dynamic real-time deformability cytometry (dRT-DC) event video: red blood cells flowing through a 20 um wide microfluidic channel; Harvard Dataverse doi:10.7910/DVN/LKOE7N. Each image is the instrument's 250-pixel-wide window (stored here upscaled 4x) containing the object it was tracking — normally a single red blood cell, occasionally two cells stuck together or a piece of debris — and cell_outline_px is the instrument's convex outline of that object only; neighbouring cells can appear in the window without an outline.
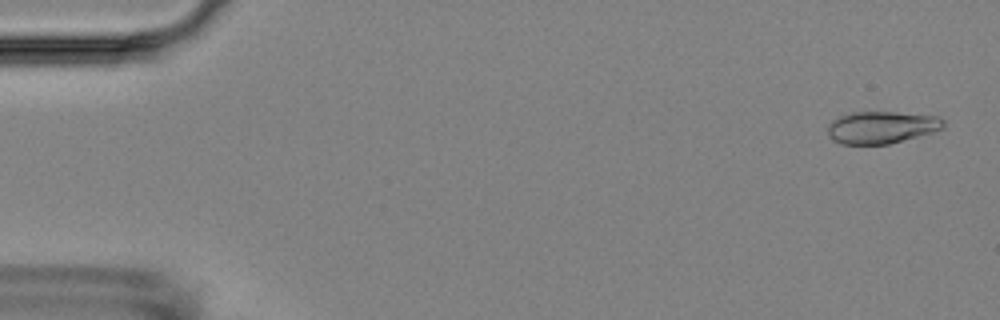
{"species": "Egyptian fruit bat (a non-hibernating species)", "species_latin": "Rousettus aegyptiacus", "temperature_condition": "room temperature", "stored_images_in_passage": 2, "camera_frame_rate_fps": 3000, "um_per_image_px": 0.085, "animal": {"sex": "female"}, "frame": {"image": 1, "passage_image": 1, "time_ms": 0.0, "image_size_px": [1000, 320], "cell_outline_px": [[944, 128], [932, 132], [888, 144], [840, 144], [832, 140], [828, 136], [828, 124], [832, 120], [840, 116], [852, 112], [896, 112], [940, 116], [944, 120]], "centroid_in_image_um": [74.91, 10.82], "position_along_channel_um": 10.1, "area_um2": 21.79}}
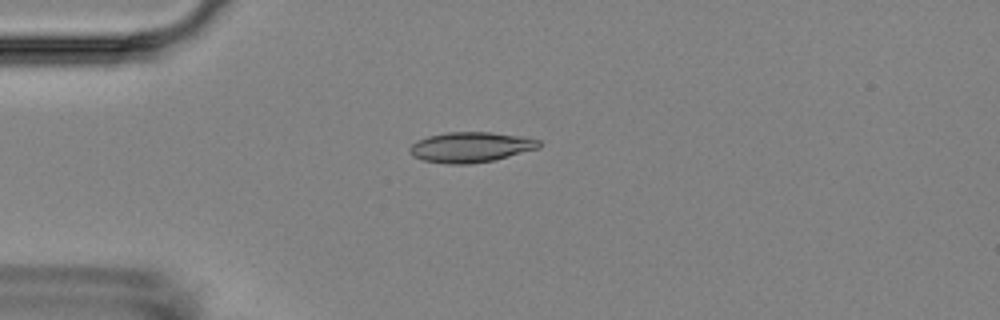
{"frame": {"image": 2, "passage_image": 2, "time_ms": 4.0, "image_size_px": [1000, 320], "cell_outline_px": [[540, 148], [492, 160], [468, 164], [448, 164], [424, 160], [412, 156], [408, 152], [408, 148], [416, 140], [428, 136], [448, 132], [492, 132], [520, 136], [540, 140]], "centroid_in_image_um": [39.97, 12.5], "position_along_channel_um": 45.0, "area_um2": 22.77}}